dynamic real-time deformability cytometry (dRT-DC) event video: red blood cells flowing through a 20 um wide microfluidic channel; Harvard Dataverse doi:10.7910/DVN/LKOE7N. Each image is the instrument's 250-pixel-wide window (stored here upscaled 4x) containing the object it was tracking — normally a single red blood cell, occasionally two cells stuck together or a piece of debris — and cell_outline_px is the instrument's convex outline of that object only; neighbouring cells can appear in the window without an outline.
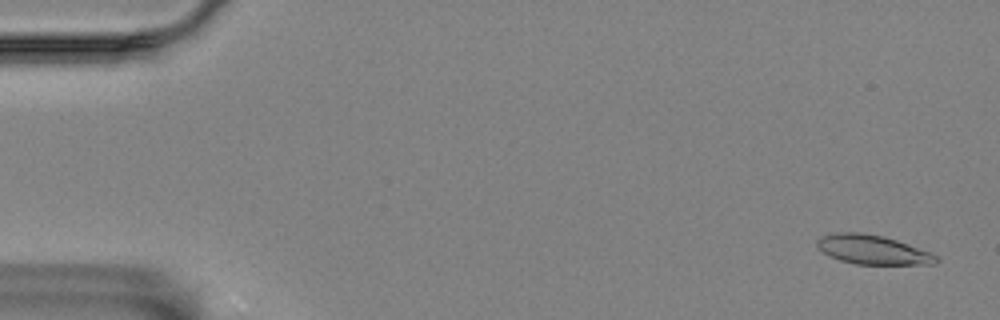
{"species": "Egyptian fruit bat (a non-hibernating species)", "species_latin": "Rousettus aegyptiacus", "temperature_condition": "room temperature", "stored_images_in_passage": 58, "camera_frame_rate_fps": 3000, "um_per_image_px": 0.085, "animal": {"sex": "female"}, "frame": {"image": 1, "passage_image": 3, "time_ms": 0.667, "image_size_px": [1000, 320], "cell_outline_px": [[940, 260], [936, 264], [856, 264], [840, 260], [828, 256], [816, 244], [816, 240], [824, 236], [836, 232], [860, 232], [884, 236], [896, 240], [928, 252], [936, 256]], "centroid_in_image_um": [74.15, 21.22], "position_along_channel_um": 10.8, "area_um2": 20.0}}
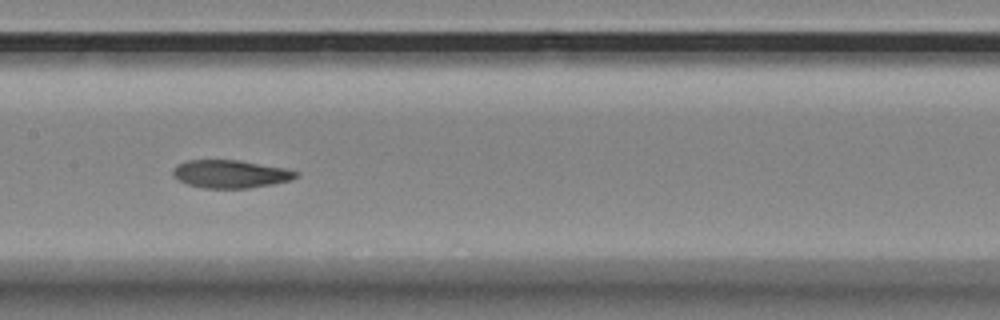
{"frame": {"image": 2, "passage_image": 29, "time_ms": 9.333, "image_size_px": [1000, 320], "cell_outline_px": [[300, 172], [292, 180], [272, 184], [248, 188], [204, 188], [188, 184], [180, 180], [172, 172], [176, 164], [188, 160], [236, 160], [284, 168]], "centroid_in_image_um": [19.6, 14.79], "position_along_channel_um": 187.8, "area_um2": 19.77}}
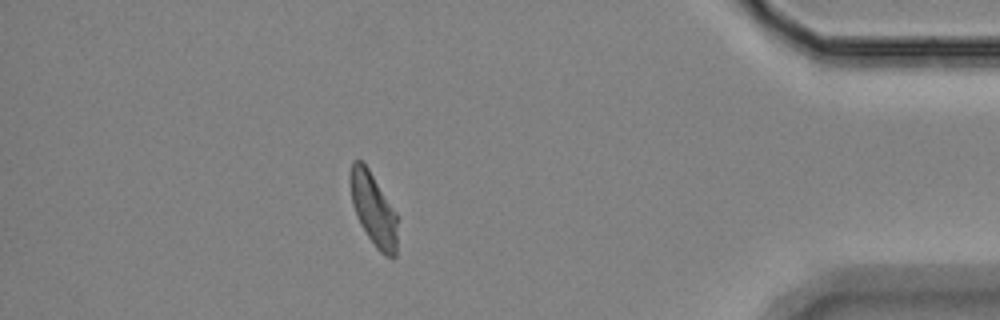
{"frame": {"image": 3, "passage_image": 51, "time_ms": 16.667, "image_size_px": [1000, 320], "cell_outline_px": [[396, 256], [392, 260], [384, 256], [376, 248], [360, 224], [356, 216], [352, 204], [352, 160], [360, 160], [368, 168], [396, 212]], "centroid_in_image_um": [31.77, 17.87], "position_along_channel_um": 403.4, "area_um2": 19.48}, "authors_computed_cell_mechanics": {"area_um2": 20.3745, "velocity_mm_per_s": 3.509, "shape_relaxation_time_tau1_ms": null, "shape_relaxation_time_tau2_ms": 3.2687, "deformation_change_tau1": null, "deformation_change_tau2": 0.0989}}